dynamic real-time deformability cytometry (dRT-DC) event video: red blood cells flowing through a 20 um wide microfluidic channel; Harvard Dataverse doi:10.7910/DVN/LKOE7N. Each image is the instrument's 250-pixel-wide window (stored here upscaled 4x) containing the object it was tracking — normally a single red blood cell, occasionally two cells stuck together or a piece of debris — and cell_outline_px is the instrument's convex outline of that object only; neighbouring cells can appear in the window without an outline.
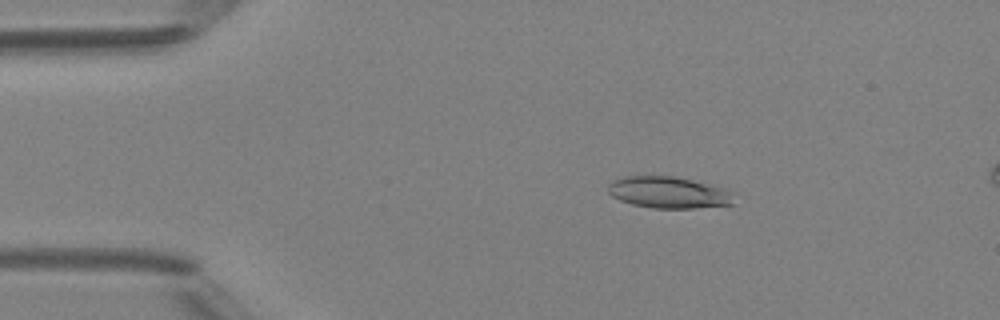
{"species": "Egyptian fruit bat (a non-hibernating species)", "species_latin": "Rousettus aegyptiacus", "temperature_condition": "room temperature", "stored_images_in_passage": 15, "camera_frame_rate_fps": 3000, "um_per_image_px": 0.085, "animal": {"sex": "female"}, "frame": {"image": 1, "passage_image": 9, "time_ms": 2.667, "image_size_px": [1000, 320], "cell_outline_px": [[732, 204], [696, 208], [652, 208], [632, 204], [620, 200], [612, 196], [608, 192], [608, 184], [612, 180], [624, 176], [676, 176], [724, 188], [732, 192]], "centroid_in_image_um": [56.79, 16.35], "position_along_channel_um": 28.2, "area_um2": 23.12}}